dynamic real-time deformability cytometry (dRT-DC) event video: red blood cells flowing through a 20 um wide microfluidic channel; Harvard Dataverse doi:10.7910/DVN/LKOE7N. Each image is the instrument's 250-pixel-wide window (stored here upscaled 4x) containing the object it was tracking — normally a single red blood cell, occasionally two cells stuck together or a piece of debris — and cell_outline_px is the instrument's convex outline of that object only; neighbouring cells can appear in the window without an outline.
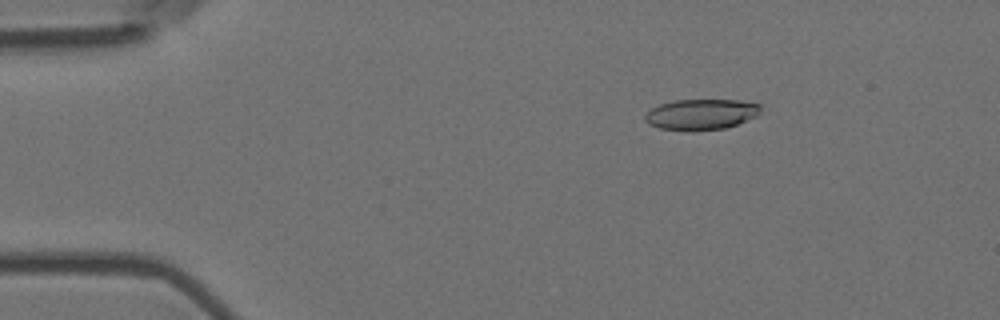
{"species": "Egyptian fruit bat (a non-hibernating species)", "species_latin": "Rousettus aegyptiacus", "temperature_condition": "room temperature", "stored_images_in_passage": 55, "camera_frame_rate_fps": 3000, "um_per_image_px": 0.085, "animal": {"sex": "female"}, "frame": {"image": 1, "passage_image": 9, "time_ms": 2.667, "image_size_px": [1000, 320], "cell_outline_px": [[760, 112], [756, 116], [748, 120], [724, 128], [692, 132], [688, 132], [660, 128], [644, 120], [644, 116], [652, 108], [660, 104], [676, 100], [740, 100], [760, 104]], "centroid_in_image_um": [59.6, 9.73], "position_along_channel_um": 25.4, "area_um2": 20.75}}
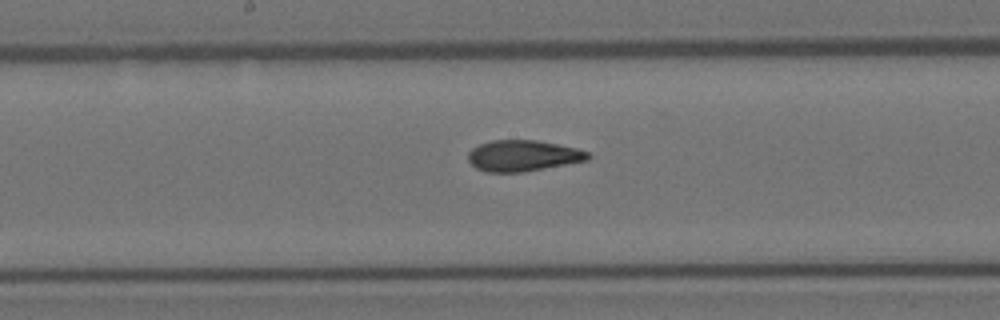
{"frame": {"image": 2, "passage_image": 29, "time_ms": 9.333, "image_size_px": [1000, 320], "cell_outline_px": [[592, 156], [588, 160], [524, 172], [484, 172], [476, 168], [468, 160], [468, 152], [472, 148], [480, 144], [492, 140], [536, 140], [576, 148], [588, 152]], "centroid_in_image_um": [44.44, 13.24], "position_along_channel_um": 203.8, "area_um2": 21.68}}
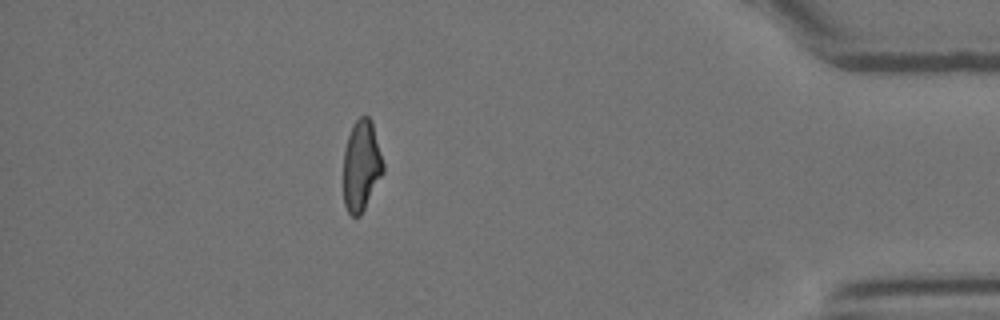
{"frame": {"image": 3, "passage_image": 49, "time_ms": 16.0, "image_size_px": [1000, 320], "cell_outline_px": [[384, 172], [360, 216], [352, 216], [348, 212], [344, 204], [344, 148], [348, 136], [356, 120], [360, 116], [368, 116], [372, 120], [384, 164]], "centroid_in_image_um": [30.72, 14.08], "position_along_channel_um": 404.5, "area_um2": 20.98}, "authors_computed_cell_mechanics": {"area_um2": 21.7328, "velocity_mm_per_s": 3.7057, "shape_relaxation_time_tau1_ms": 8.1778, "shape_relaxation_time_tau2_ms": 2.5063, "deformation_change_tau1": 0.2164, "deformation_change_tau2": 0.0976}}